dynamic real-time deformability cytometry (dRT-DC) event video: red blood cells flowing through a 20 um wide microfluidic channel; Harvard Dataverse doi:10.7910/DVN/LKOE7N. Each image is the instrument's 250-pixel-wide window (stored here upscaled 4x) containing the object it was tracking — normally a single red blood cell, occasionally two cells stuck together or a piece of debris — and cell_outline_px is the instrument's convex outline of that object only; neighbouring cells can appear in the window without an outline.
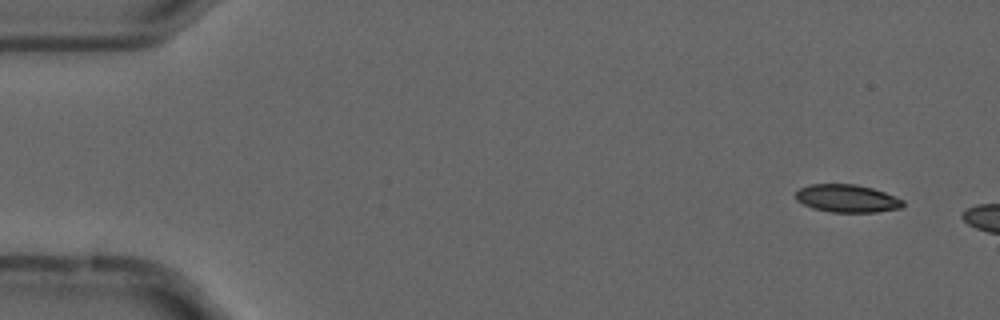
{"species": "common noctule bat (a hibernating species)", "species_latin": "Nyctalus noctula", "temperature_condition": "cold", "stored_images_in_passage": 8, "camera_frame_rate_fps": 3000, "um_per_image_px": 0.085, "animal": {"sex": "male", "forearm_length_mm": 52.5}, "frame": {"image": 1, "passage_image": 4, "time_ms": 1.0, "image_size_px": [1000, 320], "cell_outline_px": [[904, 204], [900, 208], [876, 212], [828, 212], [812, 208], [796, 200], [796, 192], [800, 188], [808, 184], [856, 184], [872, 188], [884, 192], [904, 200]], "centroid_in_image_um": [71.98, 16.87], "position_along_channel_um": 13.0, "area_um2": 17.4}}